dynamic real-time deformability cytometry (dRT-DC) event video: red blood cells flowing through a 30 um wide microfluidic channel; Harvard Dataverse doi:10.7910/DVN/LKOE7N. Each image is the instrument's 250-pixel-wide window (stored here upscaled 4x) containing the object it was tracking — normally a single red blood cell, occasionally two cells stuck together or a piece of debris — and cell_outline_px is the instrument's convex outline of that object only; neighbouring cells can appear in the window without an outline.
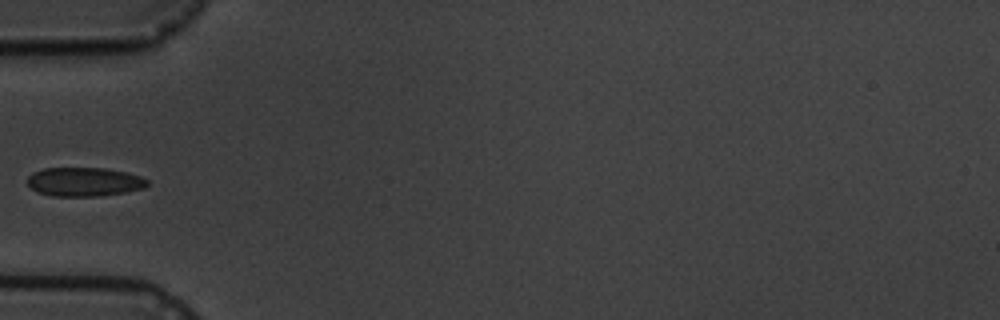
{"species": "common noctule bat (a hibernating species)", "species_latin": "Nyctalus noctula", "temperature_condition": "cold", "stored_images_in_passage": 8, "camera_frame_rate_fps": 3000, "um_per_image_px": 0.085, "animal": {"sex": "male", "body_mass_g": 19.5, "forearm_length_mm": 54.6}, "frame": {"image": 1, "passage_image": 4, "time_ms": 3.667, "image_size_px": [1000, 320], "cell_outline_px": [[148, 184], [144, 188], [124, 192], [100, 196], [52, 196], [36, 192], [28, 184], [28, 176], [32, 172], [44, 168], [104, 168], [128, 172], [140, 176], [148, 180]], "centroid_in_image_um": [7.15, 15.45], "position_along_channel_um": 77.9, "area_um2": 20.29}}
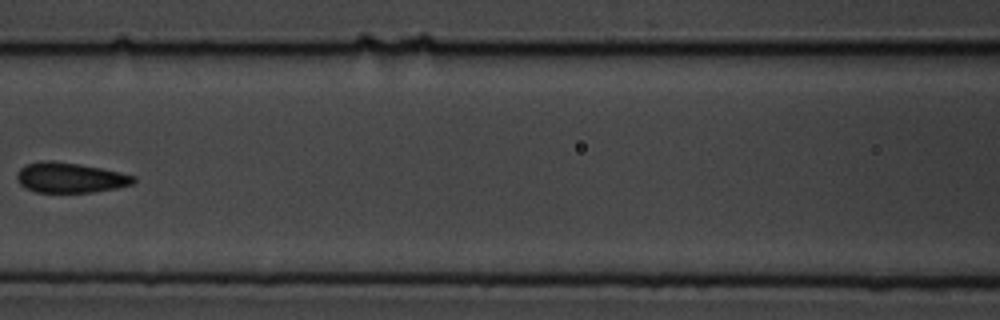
{"frame": {"image": 2, "passage_image": 6, "time_ms": 6.0, "image_size_px": [1000, 320], "cell_outline_px": [[136, 180], [132, 184], [116, 188], [92, 192], [36, 192], [20, 184], [16, 180], [16, 176], [20, 168], [28, 164], [40, 160], [52, 160], [80, 164], [120, 172], [136, 176]], "centroid_in_image_um": [5.96, 15.09], "position_along_channel_um": 160.6, "area_um2": 20.46}}
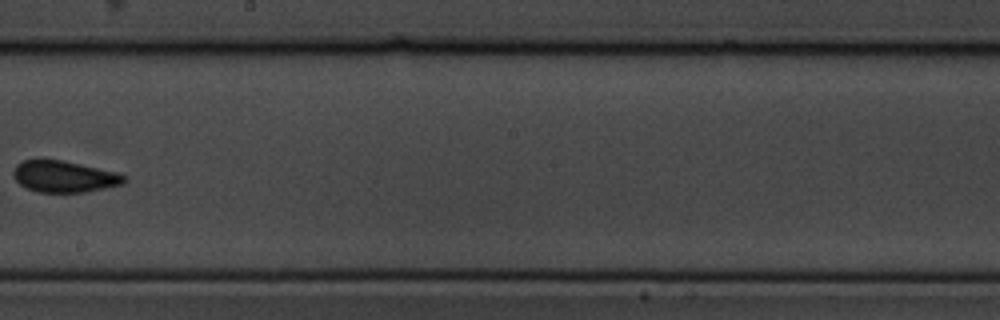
{"frame": {"image": 3, "passage_image": 8, "time_ms": 8.333, "image_size_px": [1000, 320], "cell_outline_px": [[128, 180], [124, 184], [84, 192], [36, 192], [24, 188], [12, 176], [12, 172], [16, 164], [24, 160], [60, 160], [116, 172], [128, 176]], "centroid_in_image_um": [5.45, 15.02], "position_along_channel_um": 242.8, "area_um2": 20.35}}